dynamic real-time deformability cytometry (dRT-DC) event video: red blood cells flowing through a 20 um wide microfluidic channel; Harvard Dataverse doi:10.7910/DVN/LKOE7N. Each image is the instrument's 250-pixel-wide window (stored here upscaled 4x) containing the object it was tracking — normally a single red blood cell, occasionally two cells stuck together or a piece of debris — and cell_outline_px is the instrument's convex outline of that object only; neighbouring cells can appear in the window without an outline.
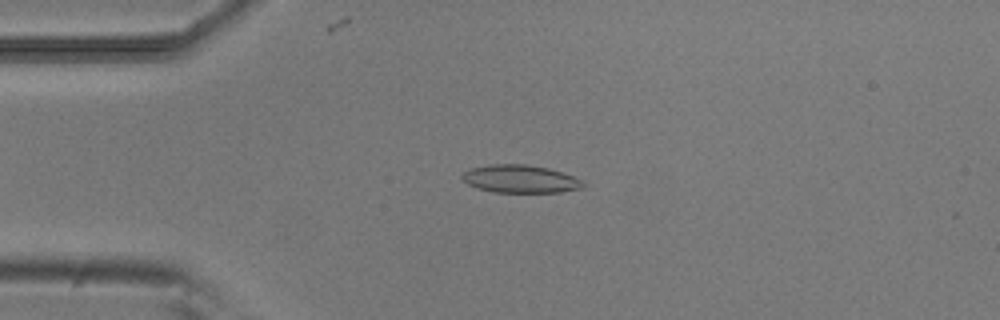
{"species": "common noctule bat (a hibernating species)", "species_latin": "Nyctalus noctula", "temperature_condition": "room temperature", "stored_images_in_passage": 38, "camera_frame_rate_fps": 3000, "um_per_image_px": 0.085, "animal": {"sex": "male", "body_mass_g": 20.5, "forearm_length_mm": 52.5}, "frame": {"image": 1, "passage_image": 6, "time_ms": 1.667, "image_size_px": [1000, 320], "cell_outline_px": [[588, 184], [584, 188], [560, 192], [492, 192], [476, 188], [468, 184], [460, 176], [464, 172], [472, 168], [492, 164], [524, 164], [548, 168], [584, 180]], "centroid_in_image_um": [44.26, 15.22], "position_along_channel_um": 40.7, "area_um2": 19.71}}
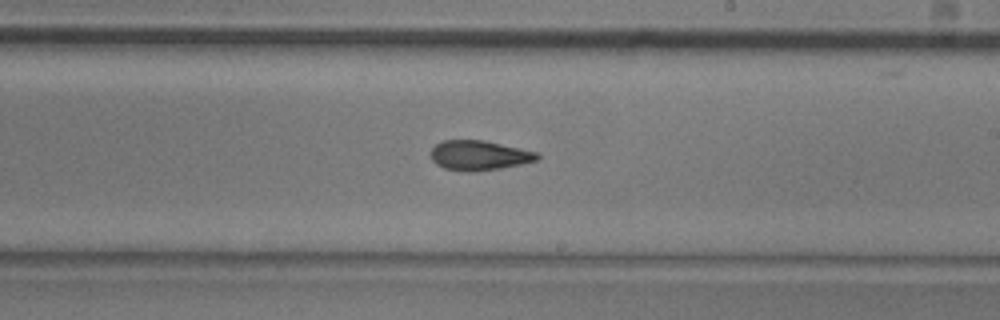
{"frame": {"image": 2, "passage_image": 24, "time_ms": 7.667, "image_size_px": [1000, 320], "cell_outline_px": [[540, 160], [500, 168], [476, 172], [468, 172], [444, 168], [436, 164], [432, 160], [432, 148], [436, 144], [444, 140], [484, 140], [540, 152]], "centroid_in_image_um": [40.78, 13.21], "position_along_channel_um": 248.2, "area_um2": 18.61}}
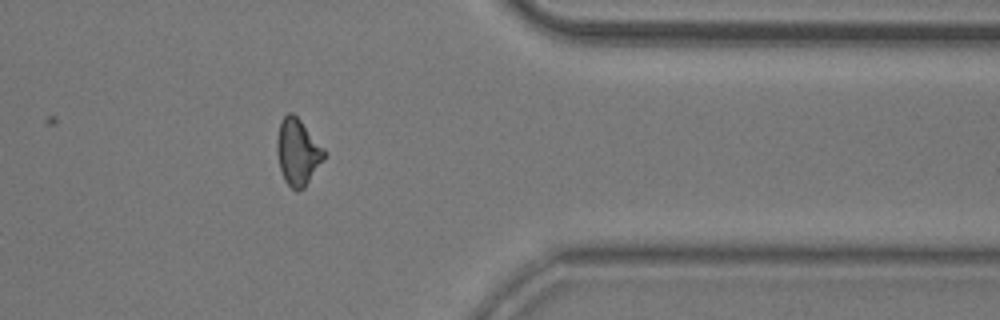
{"frame": {"image": 3, "passage_image": 36, "time_ms": 11.667, "image_size_px": [1000, 320], "cell_outline_px": [[324, 160], [304, 188], [296, 192], [284, 180], [280, 168], [276, 148], [276, 140], [280, 124], [284, 116], [288, 112], [292, 112], [300, 120], [324, 148]], "centroid_in_image_um": [25.3, 12.94], "position_along_channel_um": 386.1, "area_um2": 18.09}, "authors_computed_cell_mechanics": {"area_um2": 18.5827, "velocity_mm_per_s": 3.8243, "shape_relaxation_time_tau1_ms": 6.4155, "shape_relaxation_time_tau2_ms": 2.3131, "deformation_change_tau1": 0.1666, "deformation_change_tau2": 0.1001}}